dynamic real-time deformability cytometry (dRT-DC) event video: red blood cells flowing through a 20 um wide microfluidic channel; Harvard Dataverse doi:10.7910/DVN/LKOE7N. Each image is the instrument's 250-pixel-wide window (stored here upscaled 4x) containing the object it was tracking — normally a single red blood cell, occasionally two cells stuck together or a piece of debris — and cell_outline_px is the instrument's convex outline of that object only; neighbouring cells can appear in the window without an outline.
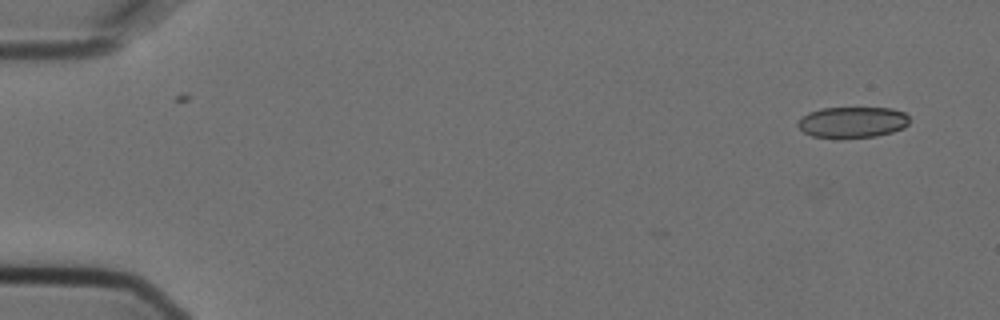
{"species": "Egyptian fruit bat (a non-hibernating species)", "species_latin": "Rousettus aegyptiacus", "temperature_condition": "cold", "stored_images_in_passage": 5, "segment_of_instrument_passage": [1, 2], "camera_frame_rate_fps": 3000, "um_per_image_px": 0.085, "animal": {"sex": "female"}, "frame": {"image": 1, "passage_image": 1, "time_ms": 0.0, "image_size_px": [1000, 320], "cell_outline_px": [[908, 124], [904, 128], [892, 132], [876, 136], [836, 140], [812, 136], [804, 132], [796, 124], [808, 112], [820, 108], [892, 108], [904, 112], [908, 116]], "centroid_in_image_um": [72.44, 10.41], "position_along_channel_um": 12.6, "area_um2": 20.58}}